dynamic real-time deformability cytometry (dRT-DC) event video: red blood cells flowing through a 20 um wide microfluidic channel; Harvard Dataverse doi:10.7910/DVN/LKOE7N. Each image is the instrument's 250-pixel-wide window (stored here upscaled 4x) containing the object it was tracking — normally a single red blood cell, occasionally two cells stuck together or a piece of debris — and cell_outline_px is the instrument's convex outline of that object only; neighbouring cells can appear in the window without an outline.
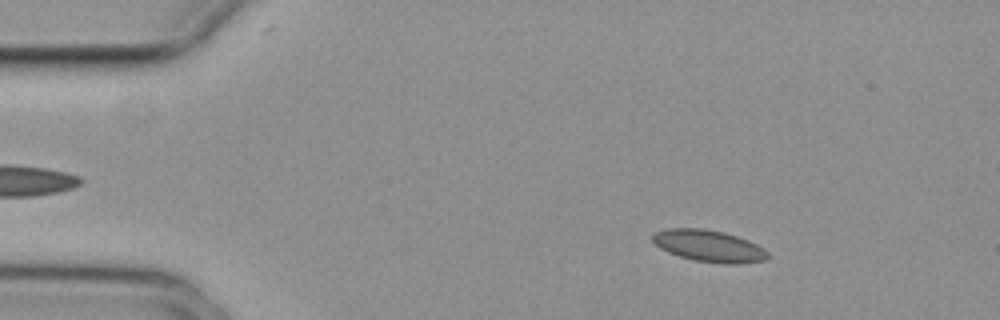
{"species": "common noctule bat (a hibernating species)", "species_latin": "Nyctalus noctula", "temperature_condition": "cold", "stored_images_in_passage": 4, "camera_frame_rate_fps": 3000, "um_per_image_px": 0.085, "animal": {"sex": "female", "body_mass_g": 29.2, "forearm_length_mm": 56.3}, "frame": {"image": 1, "passage_image": 2, "time_ms": 0.333, "image_size_px": [1000, 320], "cell_outline_px": [[768, 256], [764, 260], [736, 264], [724, 264], [696, 260], [680, 256], [668, 252], [660, 248], [652, 240], [652, 232], [664, 228], [704, 228], [724, 232], [748, 240], [764, 248], [768, 252]], "centroid_in_image_um": [60.22, 20.88], "position_along_channel_um": 24.8, "area_um2": 21.33}}